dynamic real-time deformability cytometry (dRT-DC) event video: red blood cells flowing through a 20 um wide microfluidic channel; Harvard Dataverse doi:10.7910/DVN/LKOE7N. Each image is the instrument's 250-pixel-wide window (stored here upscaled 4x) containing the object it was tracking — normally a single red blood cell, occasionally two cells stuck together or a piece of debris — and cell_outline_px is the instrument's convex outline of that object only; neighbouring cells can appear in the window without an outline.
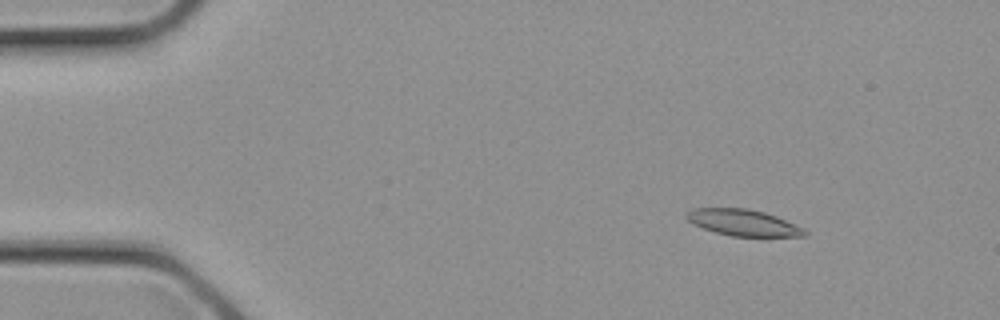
{"species": "common noctule bat (a hibernating species)", "species_latin": "Nyctalus noctula", "temperature_condition": "cold", "stored_images_in_passage": 14, "camera_frame_rate_fps": 3000, "um_per_image_px": 0.085, "animal": {"sex": "female", "body_mass_g": 21.9}, "frame": {"image": 1, "passage_image": 4, "time_ms": 1.0, "image_size_px": [1000, 320], "cell_outline_px": [[808, 236], [732, 236], [716, 232], [692, 224], [684, 216], [684, 212], [692, 208], [748, 208], [764, 212], [776, 216], [804, 228], [808, 232]], "centroid_in_image_um": [63.15, 18.91], "position_along_channel_um": 21.9, "area_um2": 18.21}}
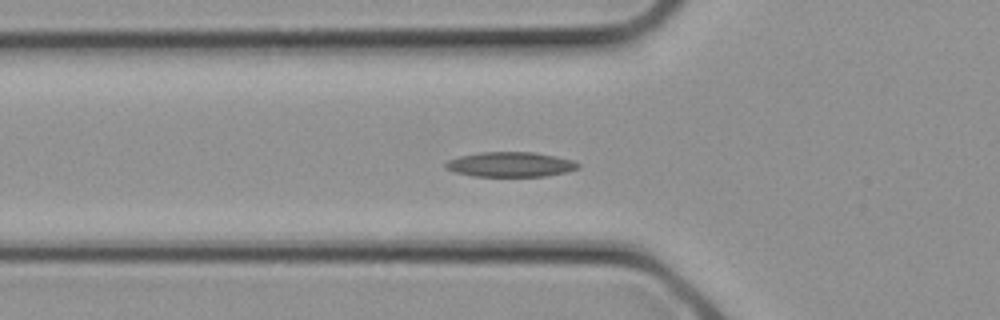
{"frame": {"image": 2, "passage_image": 10, "time_ms": 3.0, "image_size_px": [1000, 320], "cell_outline_px": [[580, 168], [564, 172], [544, 176], [476, 176], [456, 172], [444, 168], [444, 164], [448, 160], [460, 156], [480, 152], [532, 152], [556, 156], [572, 160], [580, 164]], "centroid_in_image_um": [43.38, 13.97], "position_along_channel_um": 82.4, "area_um2": 19.07}}
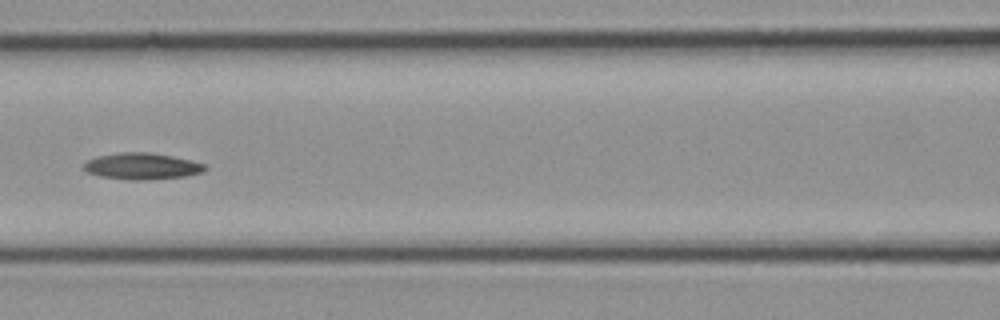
{"frame": {"image": 3, "passage_image": 13, "time_ms": 4.0, "image_size_px": [1000, 320], "cell_outline_px": [[208, 168], [204, 172], [184, 176], [144, 180], [128, 180], [100, 176], [88, 172], [80, 168], [88, 160], [96, 156], [120, 152], [148, 152], [172, 156], [192, 160], [208, 164]], "centroid_in_image_um": [12.08, 14.12], "position_along_channel_um": 154.5, "area_um2": 18.9}}